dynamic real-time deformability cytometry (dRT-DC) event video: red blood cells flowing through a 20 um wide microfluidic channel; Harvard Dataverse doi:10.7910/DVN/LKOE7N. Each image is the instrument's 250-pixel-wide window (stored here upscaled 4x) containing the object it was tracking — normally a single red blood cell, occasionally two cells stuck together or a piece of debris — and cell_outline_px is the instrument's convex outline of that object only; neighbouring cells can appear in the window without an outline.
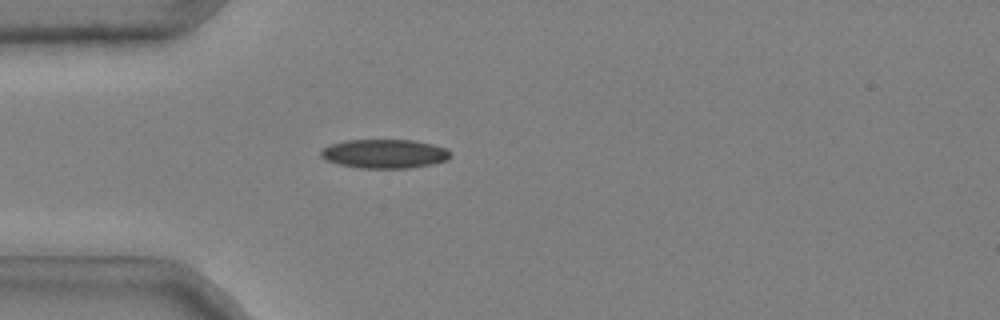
{"species": "common noctule bat (a hibernating species)", "species_latin": "Nyctalus noctula", "temperature_condition": "cold", "stored_images_in_passage": 49, "camera_frame_rate_fps": 3000, "um_per_image_px": 0.085, "animal": {"sex": "male", "body_mass_g": 20.4}, "frame": {"image": 1, "passage_image": 14, "time_ms": 4.333, "image_size_px": [1000, 320], "cell_outline_px": [[452, 156], [448, 160], [432, 164], [408, 168], [360, 168], [340, 164], [324, 160], [320, 156], [320, 152], [324, 148], [332, 144], [344, 140], [412, 140], [432, 144], [448, 148]], "centroid_in_image_um": [32.71, 13.07], "position_along_channel_um": 52.3, "area_um2": 21.96}}
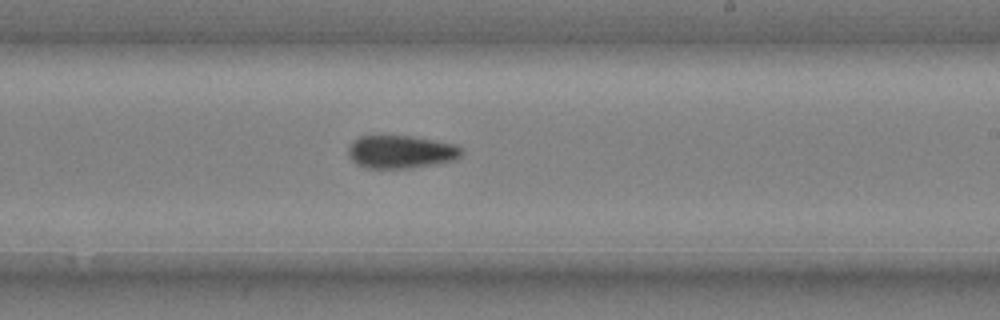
{"frame": {"image": 2, "passage_image": 31, "time_ms": 10.0, "image_size_px": [1000, 320], "cell_outline_px": [[464, 152], [456, 160], [436, 164], [412, 168], [368, 168], [356, 164], [348, 156], [348, 148], [360, 136], [412, 136], [456, 144], [464, 148]], "centroid_in_image_um": [34.14, 12.91], "position_along_channel_um": 254.9, "area_um2": 21.91}}
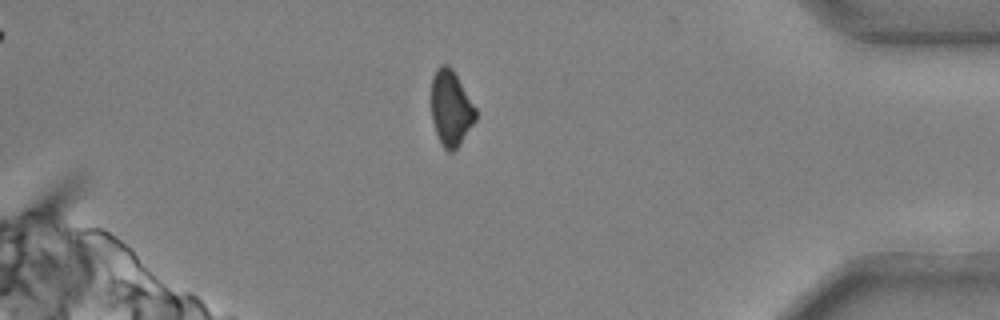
{"frame": {"image": 3, "passage_image": 45, "time_ms": 14.667, "image_size_px": [1000, 320], "cell_outline_px": [[476, 120], [460, 144], [452, 152], [448, 152], [440, 144], [432, 120], [428, 100], [432, 76], [436, 68], [440, 64], [448, 64], [452, 68], [476, 108]], "centroid_in_image_um": [38.27, 9.17], "position_along_channel_um": 396.9, "area_um2": 20.17}, "authors_computed_cell_mechanics": {"area_um2": 21.7328, "velocity_mm_per_s": 3.7194, "shape_relaxation_time_tau1_ms": 7.4283, "shape_relaxation_time_tau2_ms": 4.4496, "deformation_change_tau1": 0.1545, "deformation_change_tau2": 0.0811}}